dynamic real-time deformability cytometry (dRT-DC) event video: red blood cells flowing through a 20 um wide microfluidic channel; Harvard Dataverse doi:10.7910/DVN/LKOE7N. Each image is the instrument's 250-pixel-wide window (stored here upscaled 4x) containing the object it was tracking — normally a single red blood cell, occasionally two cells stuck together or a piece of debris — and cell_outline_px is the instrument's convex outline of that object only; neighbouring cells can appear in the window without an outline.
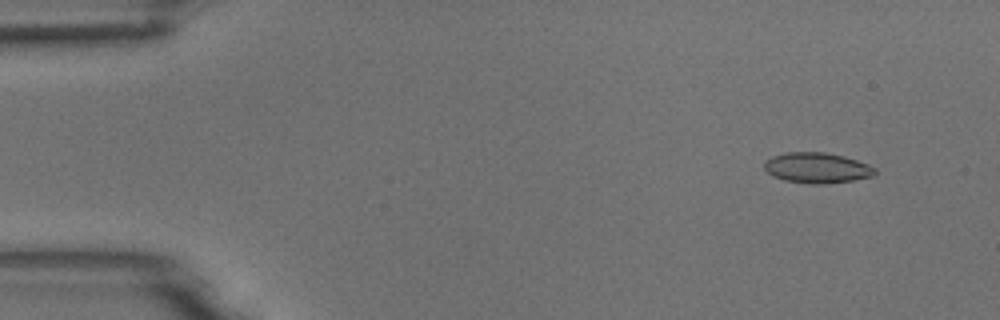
{"species": "common noctule bat (a hibernating species)", "species_latin": "Nyctalus noctula", "temperature_condition": "room temperature", "stored_images_in_passage": 5, "camera_frame_rate_fps": 3000, "um_per_image_px": 0.085, "animal": {"sex": "male", "body_mass_g": 18.8}, "frame": {"image": 1, "passage_image": 1, "time_ms": 0.0, "image_size_px": [1000, 320], "cell_outline_px": [[876, 172], [872, 176], [852, 180], [824, 184], [812, 184], [784, 180], [768, 172], [764, 168], [764, 160], [772, 156], [788, 152], [824, 152], [844, 156], [868, 164], [876, 168]], "centroid_in_image_um": [69.44, 14.26], "position_along_channel_um": 15.6, "area_um2": 19.54}}
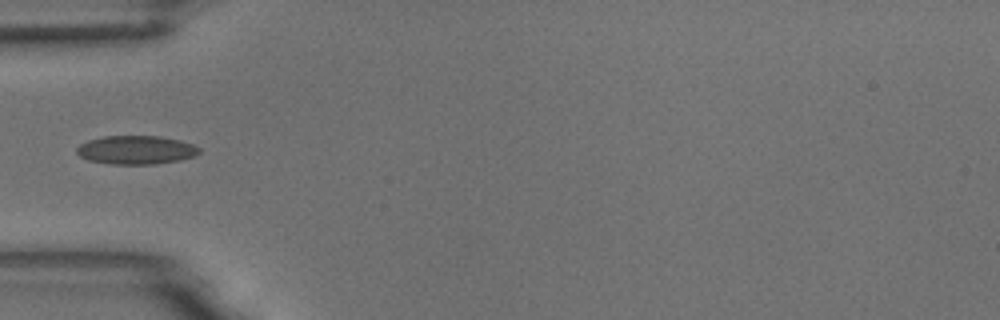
{"frame": {"image": 2, "passage_image": 5, "time_ms": 1.333, "image_size_px": [1000, 320], "cell_outline_px": [[200, 152], [196, 156], [180, 160], [156, 164], [112, 164], [88, 160], [80, 156], [76, 152], [76, 148], [80, 144], [88, 140], [104, 136], [160, 136], [180, 140], [192, 144], [200, 148]], "centroid_in_image_um": [11.58, 12.74], "position_along_channel_um": 73.4, "area_um2": 20.52}}